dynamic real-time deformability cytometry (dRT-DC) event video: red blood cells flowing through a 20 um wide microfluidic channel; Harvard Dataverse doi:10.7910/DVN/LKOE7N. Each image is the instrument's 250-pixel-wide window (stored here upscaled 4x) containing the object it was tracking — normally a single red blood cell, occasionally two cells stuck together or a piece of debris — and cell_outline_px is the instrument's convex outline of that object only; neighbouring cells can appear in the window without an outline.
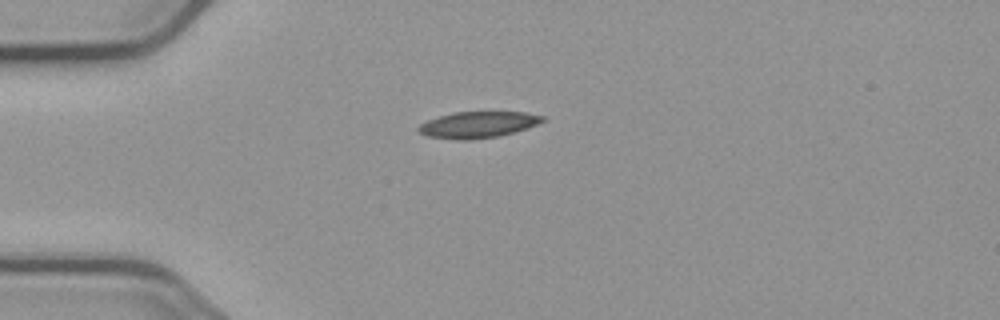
{"species": "common noctule bat (a hibernating species)", "species_latin": "Nyctalus noctula", "temperature_condition": "cold", "stored_images_in_passage": 4, "camera_frame_rate_fps": 3000, "um_per_image_px": 0.085, "animal": {"sex": "male", "body_mass_g": 23.1, "forearm_length_mm": 52.7}, "frame": {"image": 1, "passage_image": 1, "time_ms": 0.0, "image_size_px": [1000, 320], "cell_outline_px": [[544, 120], [536, 124], [512, 132], [496, 136], [468, 140], [456, 140], [428, 136], [420, 132], [416, 128], [420, 124], [428, 120], [452, 112], [524, 112], [544, 116]], "centroid_in_image_um": [40.57, 10.59], "position_along_channel_um": 44.4, "area_um2": 18.67}}
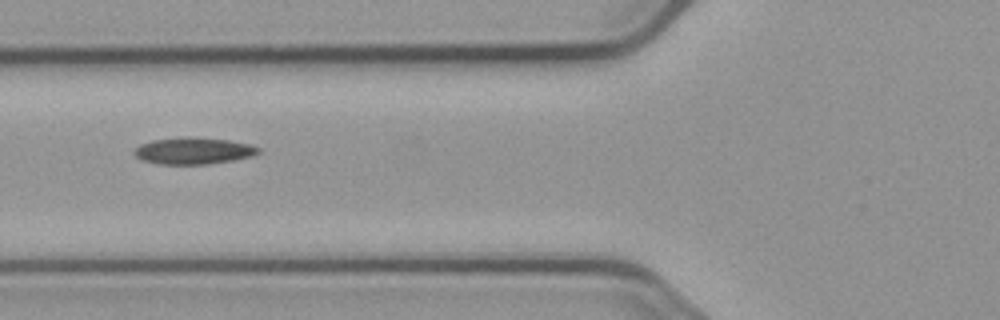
{"frame": {"image": 2, "passage_image": 3, "time_ms": 2.333, "image_size_px": [1000, 320], "cell_outline_px": [[260, 152], [252, 156], [232, 160], [208, 164], [160, 164], [144, 160], [136, 156], [132, 152], [140, 144], [152, 140], [188, 136], [228, 140], [248, 144], [260, 148]], "centroid_in_image_um": [16.43, 12.81], "position_along_channel_um": 109.4, "area_um2": 19.19}}
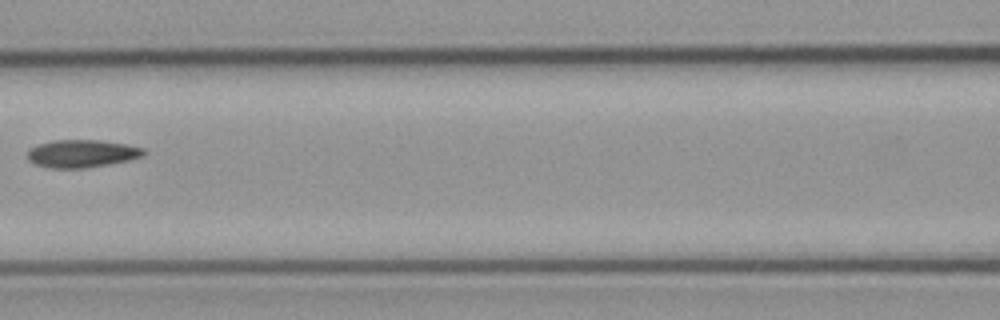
{"frame": {"image": 3, "passage_image": 4, "time_ms": 3.667, "image_size_px": [1000, 320], "cell_outline_px": [[148, 152], [144, 156], [128, 160], [108, 164], [84, 168], [48, 168], [36, 164], [28, 160], [28, 152], [36, 144], [52, 140], [100, 140], [128, 144], [144, 148]], "centroid_in_image_um": [6.99, 13.04], "position_along_channel_um": 159.6, "area_um2": 18.9}}